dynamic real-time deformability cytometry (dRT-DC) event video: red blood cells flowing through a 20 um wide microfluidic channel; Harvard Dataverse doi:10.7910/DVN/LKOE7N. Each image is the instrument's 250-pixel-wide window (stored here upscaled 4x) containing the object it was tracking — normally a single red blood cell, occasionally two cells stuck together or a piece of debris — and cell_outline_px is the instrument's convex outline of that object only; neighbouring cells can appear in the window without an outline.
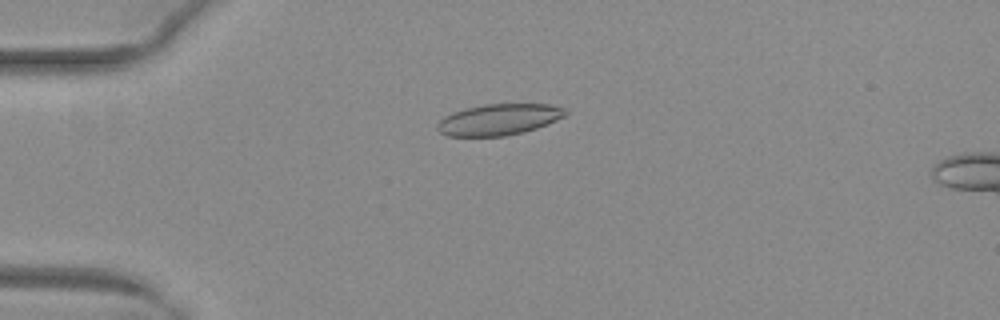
{"species": "common noctule bat (a hibernating species)", "species_latin": "Nyctalus noctula", "temperature_condition": "warm", "stored_images_in_passage": 52, "camera_frame_rate_fps": 3000, "um_per_image_px": 0.085, "animal": {"sex": "female", "body_mass_g": 29.2, "forearm_length_mm": 56.3}, "frame": {"image": 1, "passage_image": 14, "time_ms": 4.333, "image_size_px": [1000, 320], "cell_outline_px": [[568, 112], [564, 116], [548, 124], [524, 132], [504, 136], [448, 136], [440, 132], [436, 128], [436, 124], [444, 116], [452, 112], [464, 108], [484, 104], [552, 104], [564, 108]], "centroid_in_image_um": [42.39, 10.15], "position_along_channel_um": 42.6, "area_um2": 23.41}}
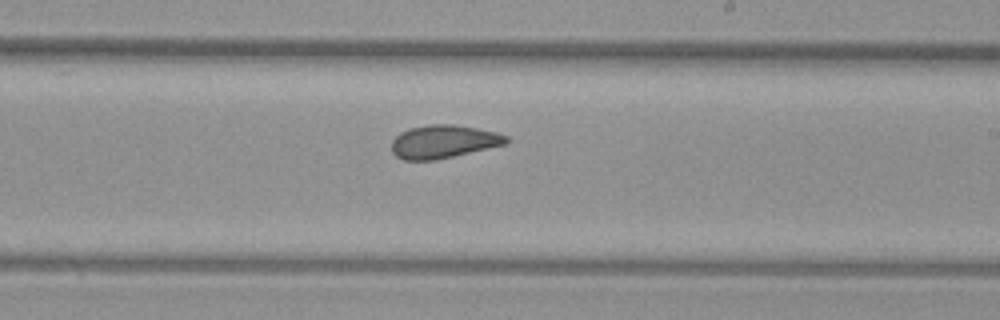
{"frame": {"image": 2, "passage_image": 32, "time_ms": 10.333, "image_size_px": [1000, 320], "cell_outline_px": [[508, 140], [504, 144], [436, 160], [404, 160], [396, 156], [392, 152], [392, 140], [400, 132], [408, 128], [432, 124], [452, 124], [476, 128], [496, 132], [508, 136]], "centroid_in_image_um": [37.65, 12.03], "position_along_channel_um": 251.3, "area_um2": 21.96}}
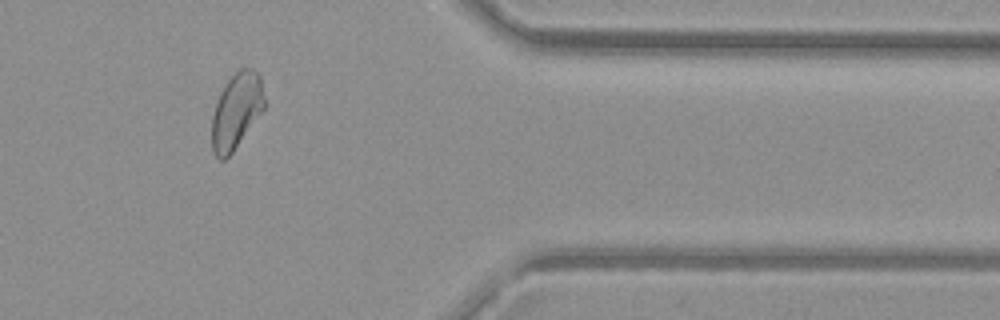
{"frame": {"image": 3, "passage_image": 44, "time_ms": 14.333, "image_size_px": [1000, 320], "cell_outline_px": [[264, 108], [232, 152], [224, 160], [220, 160], [212, 152], [212, 116], [220, 92], [228, 80], [240, 68], [252, 68], [260, 76], [264, 100]], "centroid_in_image_um": [20.07, 9.43], "position_along_channel_um": 391.3, "area_um2": 22.72}, "authors_computed_cell_mechanics": {"area_um2": 23.3801, "velocity_mm_per_s": 3.993, "shape_relaxation_time_tau1_ms": null, "shape_relaxation_time_tau2_ms": 1.8266, "deformation_change_tau1": null, "deformation_change_tau2": 0.0769}}